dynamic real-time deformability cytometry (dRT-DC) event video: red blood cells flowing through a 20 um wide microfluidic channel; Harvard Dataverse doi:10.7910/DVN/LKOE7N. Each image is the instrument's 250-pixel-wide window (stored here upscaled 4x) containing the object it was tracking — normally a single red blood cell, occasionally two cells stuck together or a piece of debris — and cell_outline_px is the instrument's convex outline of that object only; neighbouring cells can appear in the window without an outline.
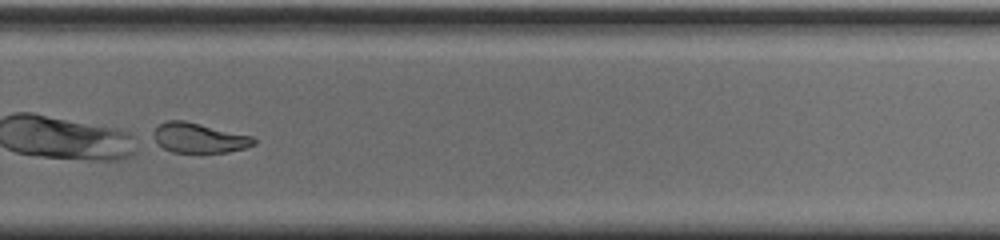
{"species": "common noctule bat (a hibernating species)", "species_latin": "Nyctalus noctula", "temperature_condition": "cold", "stored_images_in_passage": 40, "camera_frame_rate_fps": 3000, "um_per_image_px": 0.085, "animal": {"sex": "male", "body_mass_g": 20.0, "forearm_length_mm": 53.3}, "frame": {"image": 1, "passage_image": 23, "time_ms": 7.333, "image_size_px": [1000, 240], "cell_outline_px": [[256, 144], [244, 148], [228, 152], [172, 152], [164, 148], [148, 136], [148, 132], [160, 124], [168, 120], [184, 120], [252, 136], [256, 140]], "centroid_in_image_um": [16.83, 11.71], "position_along_channel_um": 313.0, "area_um2": 17.69}, "authors_computed_cell_mechanics": {"area_um2": 18.9295, "velocity_mm_per_s": 3.7507, "shape_relaxation_time_tau1_ms": 3.1947, "shape_relaxation_time_tau2_ms": 2.1444, "deformation_change_tau1": 0.117, "deformation_change_tau2": 0.0643}}